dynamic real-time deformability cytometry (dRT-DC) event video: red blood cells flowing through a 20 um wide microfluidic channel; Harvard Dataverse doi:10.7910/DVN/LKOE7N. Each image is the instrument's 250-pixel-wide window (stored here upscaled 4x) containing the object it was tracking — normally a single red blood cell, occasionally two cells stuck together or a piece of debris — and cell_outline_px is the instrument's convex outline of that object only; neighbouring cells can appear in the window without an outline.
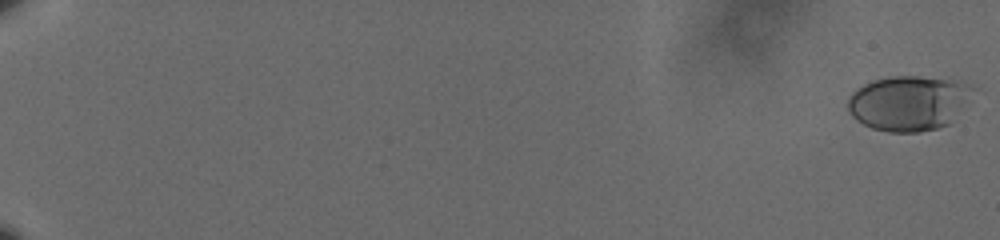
{"species": "human", "species_latin": "Homo sapiens", "temperature_condition": "cold", "stored_images_in_passage": 62, "camera_frame_rate_fps": 3000, "um_per_image_px": 0.085, "donor": {"sex": "male"}, "frame": {"image": 1, "passage_image": 1, "time_ms": 0.0, "image_size_px": [1000, 240], "cell_outline_px": [[976, 88], [948, 124], [936, 128], [920, 132], [888, 132], [872, 128], [856, 120], [848, 112], [848, 96], [856, 88], [872, 80], [888, 76], [920, 76], [960, 80]], "centroid_in_image_um": [77.19, 8.73], "position_along_channel_um": 7.8, "area_um2": 40.11}}
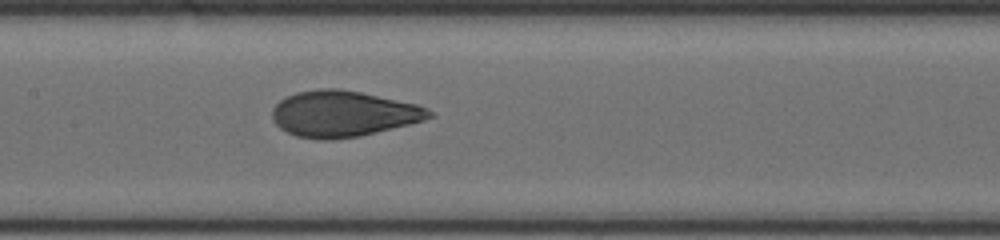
{"frame": {"image": 2, "passage_image": 35, "time_ms": 11.333, "image_size_px": [1000, 240], "cell_outline_px": [[432, 116], [424, 120], [408, 124], [356, 136], [332, 140], [320, 140], [296, 136], [280, 128], [272, 120], [272, 108], [284, 96], [296, 92], [320, 88], [340, 88], [360, 92], [416, 104], [432, 112]], "centroid_in_image_um": [29.08, 9.66], "position_along_channel_um": 178.3, "area_um2": 41.73}}
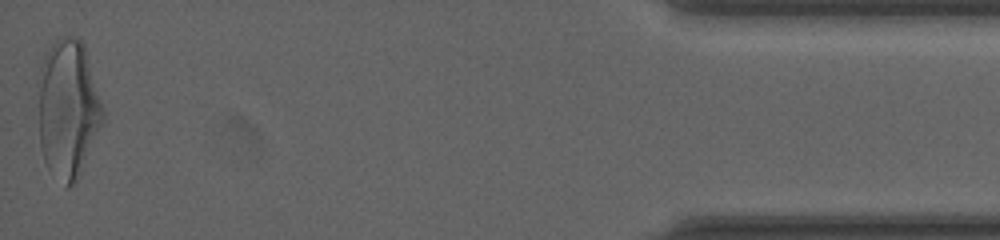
{"frame": {"image": 3, "passage_image": 62, "time_ms": 20.333, "image_size_px": [1000, 240], "cell_outline_px": [[104, 120], [80, 176], [68, 188], [64, 188], [44, 160], [40, 144], [36, 84], [36, 80], [44, 56], [48, 48], [60, 36], [72, 36], [80, 40], [84, 44], [104, 112]], "centroid_in_image_um": [5.75, 9.24], "position_along_channel_um": 429.5, "area_um2": 52.83}, "authors_computed_cell_mechanics": {"area_um2": 40.9802, "velocity_mm_per_s": 3.5748, "shape_relaxation_time_tau1_ms": 4.8737, "shape_relaxation_time_tau2_ms": 0.6357, "deformation_change_tau1": 0.1751, "deformation_change_tau2": 0.0547}}